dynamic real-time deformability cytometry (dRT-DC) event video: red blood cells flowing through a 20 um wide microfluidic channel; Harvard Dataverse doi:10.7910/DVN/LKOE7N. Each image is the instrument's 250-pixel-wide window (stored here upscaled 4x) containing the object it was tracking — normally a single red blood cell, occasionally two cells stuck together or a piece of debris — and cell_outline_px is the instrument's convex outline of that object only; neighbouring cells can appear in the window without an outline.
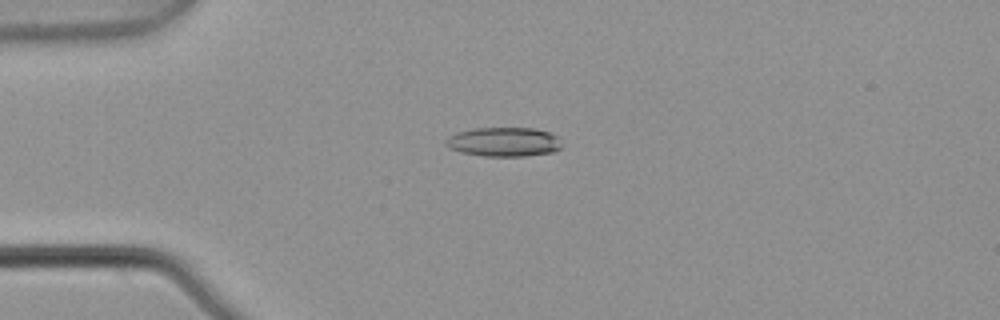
{"species": "common noctule bat (a hibernating species)", "species_latin": "Nyctalus noctula", "temperature_condition": "warm", "stored_images_in_passage": 4, "camera_frame_rate_fps": 3000, "um_per_image_px": 0.085, "animal": {"sex": "male", "body_mass_g": 21.5, "forearm_length_mm": 52.0}, "frame": {"image": 1, "passage_image": 2, "time_ms": 0.333, "image_size_px": [1000, 320], "cell_outline_px": [[560, 148], [552, 152], [524, 156], [484, 156], [460, 152], [444, 144], [444, 140], [448, 136], [456, 132], [476, 128], [536, 128], [560, 136]], "centroid_in_image_um": [42.82, 12.05], "position_along_channel_um": 42.2, "area_um2": 19.83}}
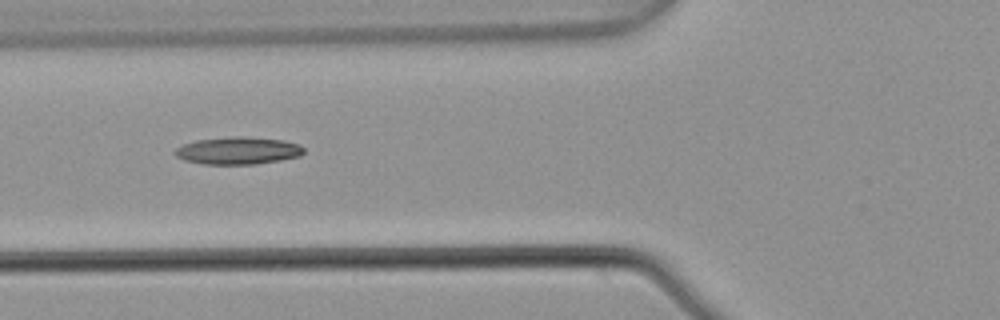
{"frame": {"image": 2, "passage_image": 4, "time_ms": 1.0, "image_size_px": [1000, 320], "cell_outline_px": [[304, 152], [300, 156], [280, 160], [256, 164], [204, 164], [184, 160], [176, 156], [172, 152], [176, 148], [184, 144], [196, 140], [236, 136], [244, 136], [284, 140], [300, 144], [304, 148]], "centroid_in_image_um": [20.24, 12.8], "position_along_channel_um": 105.6, "area_um2": 20.63}}